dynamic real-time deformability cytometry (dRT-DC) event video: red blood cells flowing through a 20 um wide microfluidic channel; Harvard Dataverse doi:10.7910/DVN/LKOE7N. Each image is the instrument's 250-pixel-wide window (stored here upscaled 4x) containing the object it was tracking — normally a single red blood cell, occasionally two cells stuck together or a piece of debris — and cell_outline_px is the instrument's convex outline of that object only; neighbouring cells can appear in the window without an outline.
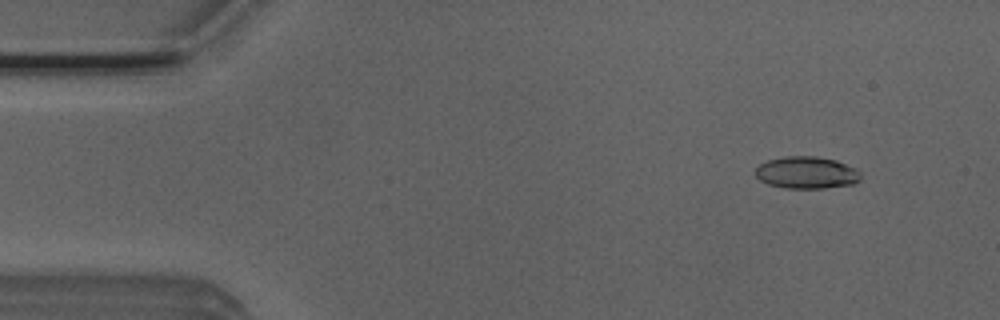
{"species": "Egyptian fruit bat (a non-hibernating species)", "species_latin": "Rousettus aegyptiacus", "temperature_condition": "room temperature", "stored_images_in_passage": 52, "camera_frame_rate_fps": 3000, "um_per_image_px": 0.085, "animal": {"sex": "male"}, "frame": {"image": 1, "passage_image": 5, "time_ms": 1.333, "image_size_px": [1000, 320], "cell_outline_px": [[860, 180], [852, 184], [824, 188], [784, 188], [768, 184], [760, 180], [756, 176], [756, 168], [760, 164], [768, 160], [784, 156], [816, 156], [836, 160], [856, 168], [860, 172]], "centroid_in_image_um": [68.56, 14.67], "position_along_channel_um": 16.4, "area_um2": 19.71}}
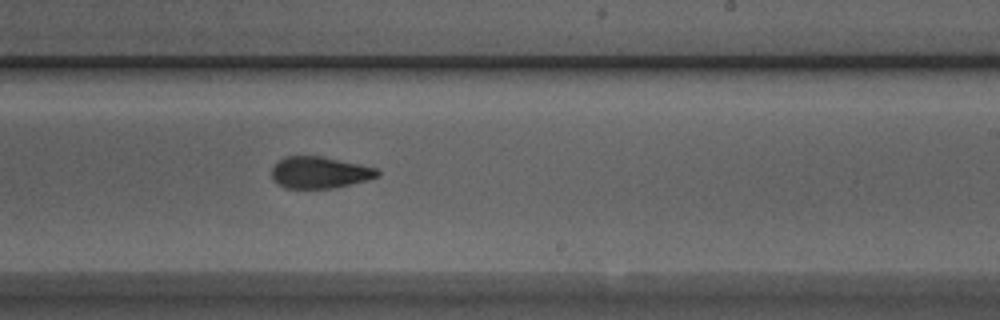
{"frame": {"image": 2, "passage_image": 31, "time_ms": 10.0, "image_size_px": [1000, 320], "cell_outline_px": [[380, 176], [368, 180], [332, 188], [284, 188], [276, 184], [272, 176], [272, 168], [284, 156], [320, 156], [360, 164], [376, 168], [380, 172]], "centroid_in_image_um": [27.17, 14.66], "position_along_channel_um": 261.8, "area_um2": 19.48}}
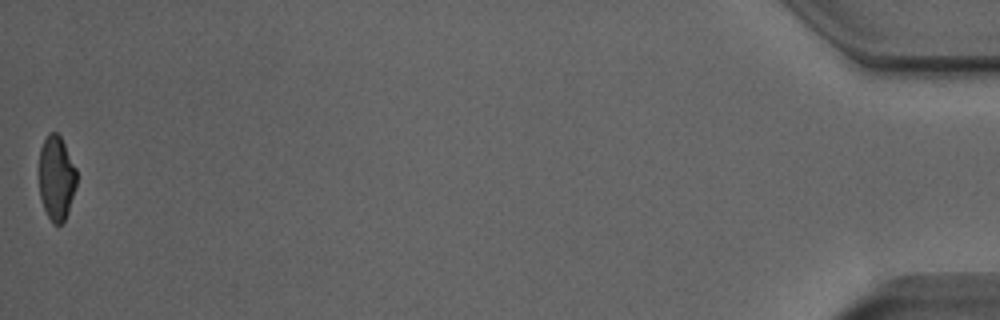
{"frame": {"image": 3, "passage_image": 52, "time_ms": 17.0, "image_size_px": [1000, 320], "cell_outline_px": [[76, 188], [68, 212], [64, 220], [60, 224], [52, 224], [40, 200], [40, 148], [48, 132], [56, 132], [60, 136], [76, 168]], "centroid_in_image_um": [4.8, 15.14], "position_along_channel_um": 430.4, "area_um2": 18.38}, "authors_computed_cell_mechanics": {"area_um2": 19.8543, "velocity_mm_per_s": 3.9143, "shape_relaxation_time_tau1_ms": 7.806, "shape_relaxation_time_tau2_ms": 2.8757, "deformation_change_tau1": 0.1986, "deformation_change_tau2": 0.1097}}